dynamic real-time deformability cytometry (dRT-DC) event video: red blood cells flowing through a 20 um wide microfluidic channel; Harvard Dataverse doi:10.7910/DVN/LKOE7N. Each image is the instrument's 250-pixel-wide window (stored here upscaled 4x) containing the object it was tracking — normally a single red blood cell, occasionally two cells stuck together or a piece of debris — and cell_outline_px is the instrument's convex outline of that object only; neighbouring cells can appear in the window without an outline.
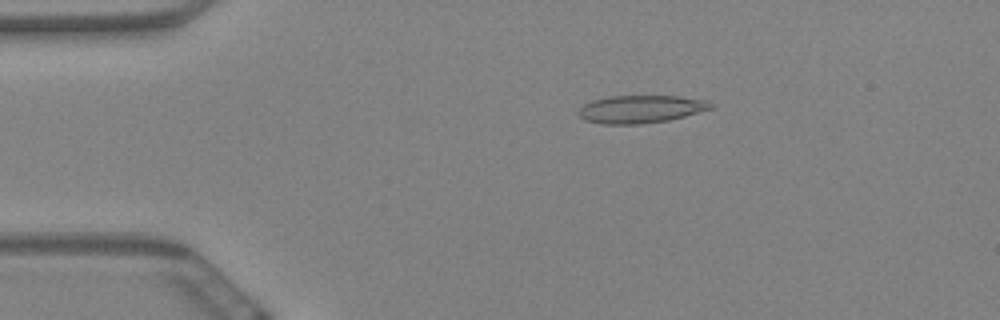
{"species": "Egyptian fruit bat (a non-hibernating species)", "species_latin": "Rousettus aegyptiacus", "temperature_condition": "warm", "stored_images_in_passage": 58, "camera_frame_rate_fps": 3000, "um_per_image_px": 0.085, "animal": {"sex": "female"}, "frame": {"image": 1, "passage_image": 11, "time_ms": 3.333, "image_size_px": [1000, 320], "cell_outline_px": [[716, 104], [712, 108], [684, 116], [668, 120], [640, 124], [604, 124], [584, 120], [576, 116], [576, 112], [584, 104], [592, 100], [608, 96], [680, 96], [704, 100]], "centroid_in_image_um": [54.41, 9.27], "position_along_channel_um": 30.6, "area_um2": 21.5}}
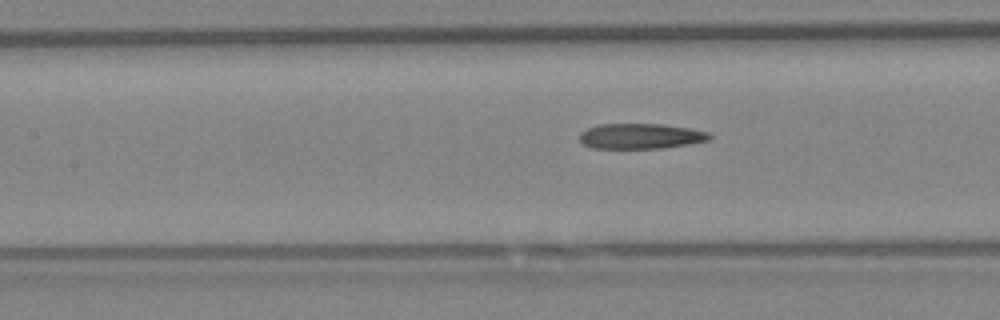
{"frame": {"image": 2, "passage_image": 26, "time_ms": 8.333, "image_size_px": [1000, 320], "cell_outline_px": [[712, 136], [708, 140], [688, 144], [664, 148], [592, 148], [584, 144], [580, 140], [580, 132], [588, 128], [600, 124], [660, 124], [688, 128], [708, 132]], "centroid_in_image_um": [54.44, 11.57], "position_along_channel_um": 153.0, "area_um2": 19.02}}
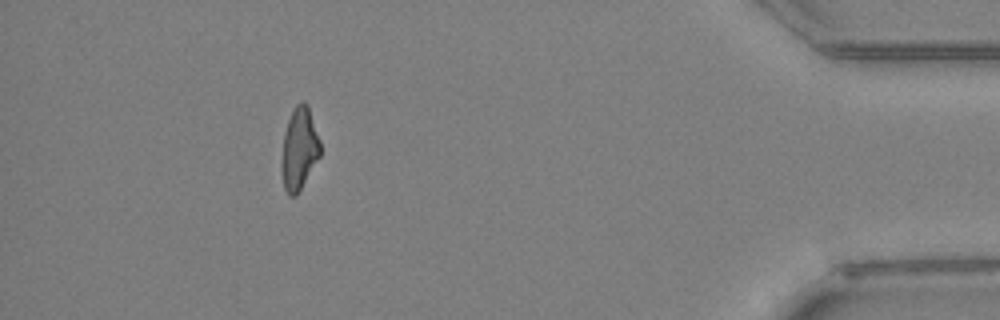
{"frame": {"image": 3, "passage_image": 53, "time_ms": 17.333, "image_size_px": [1000, 320], "cell_outline_px": [[320, 156], [296, 196], [288, 196], [284, 188], [284, 132], [288, 120], [296, 104], [300, 100], [304, 100], [308, 104], [320, 140]], "centroid_in_image_um": [25.48, 12.58], "position_along_channel_um": 409.7, "area_um2": 17.92}, "authors_computed_cell_mechanics": {"area_um2": 19.9121, "velocity_mm_per_s": 3.4782, "shape_relaxation_time_tau1_ms": null, "shape_relaxation_time_tau2_ms": 9.8385, "deformation_change_tau1": null, "deformation_change_tau2": 0.2605}}